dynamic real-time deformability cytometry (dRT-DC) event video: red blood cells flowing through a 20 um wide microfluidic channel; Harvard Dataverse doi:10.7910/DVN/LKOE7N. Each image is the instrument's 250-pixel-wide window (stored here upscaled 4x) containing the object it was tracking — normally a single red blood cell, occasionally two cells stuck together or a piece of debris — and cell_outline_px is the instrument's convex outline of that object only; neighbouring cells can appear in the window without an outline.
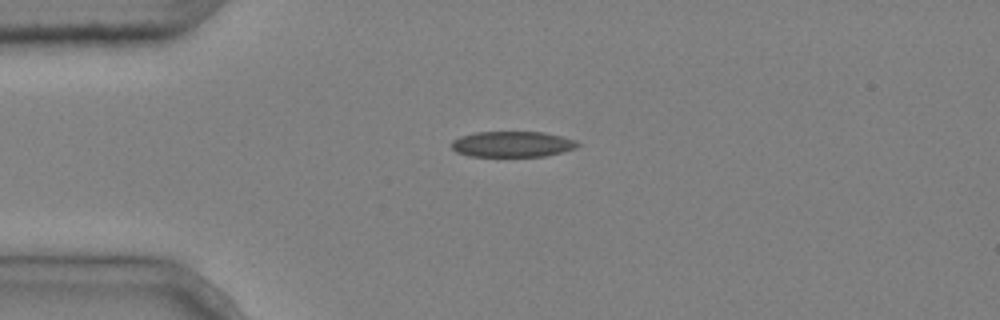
{"species": "common noctule bat (a hibernating species)", "species_latin": "Nyctalus noctula", "temperature_condition": "cold", "stored_images_in_passage": 6, "camera_frame_rate_fps": 3000, "um_per_image_px": 0.085, "animal": {"sex": "male", "body_mass_g": 20.4}, "frame": {"image": 1, "passage_image": 4, "time_ms": 1.0, "image_size_px": [1000, 320], "cell_outline_px": [[580, 144], [576, 148], [544, 156], [468, 156], [456, 152], [452, 148], [452, 140], [460, 136], [476, 132], [544, 132], [576, 140]], "centroid_in_image_um": [43.53, 12.25], "position_along_channel_um": 41.5, "area_um2": 18.84}}